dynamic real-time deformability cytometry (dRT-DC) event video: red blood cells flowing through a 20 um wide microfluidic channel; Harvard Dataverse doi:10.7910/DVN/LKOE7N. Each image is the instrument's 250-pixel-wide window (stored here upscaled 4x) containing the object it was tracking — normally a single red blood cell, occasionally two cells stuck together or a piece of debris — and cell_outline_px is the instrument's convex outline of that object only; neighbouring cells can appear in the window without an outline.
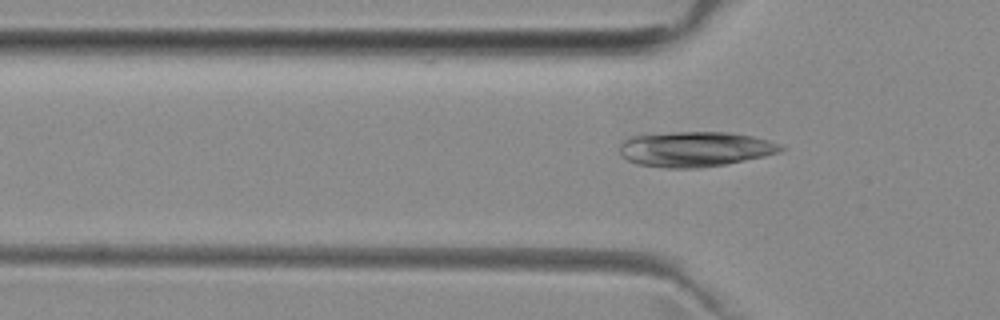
{"species": "common noctule bat (a hibernating species)", "species_latin": "Nyctalus noctula", "temperature_condition": "room temperature", "stored_images_in_passage": 3, "camera_frame_rate_fps": 3000, "um_per_image_px": 0.085, "animal": {"sex": "female", "body_mass_g": 29.2, "forearm_length_mm": 56.3}, "frame": {"image": 1, "passage_image": 3, "time_ms": 2.333, "image_size_px": [1000, 320], "cell_outline_px": [[784, 148], [780, 152], [764, 156], [728, 164], [700, 168], [668, 168], [636, 164], [628, 160], [620, 152], [620, 144], [628, 136], [648, 132], [728, 132], [752, 136], [768, 140], [780, 144]], "centroid_in_image_um": [59.03, 12.66], "position_along_channel_um": 66.8, "area_um2": 33.47}}